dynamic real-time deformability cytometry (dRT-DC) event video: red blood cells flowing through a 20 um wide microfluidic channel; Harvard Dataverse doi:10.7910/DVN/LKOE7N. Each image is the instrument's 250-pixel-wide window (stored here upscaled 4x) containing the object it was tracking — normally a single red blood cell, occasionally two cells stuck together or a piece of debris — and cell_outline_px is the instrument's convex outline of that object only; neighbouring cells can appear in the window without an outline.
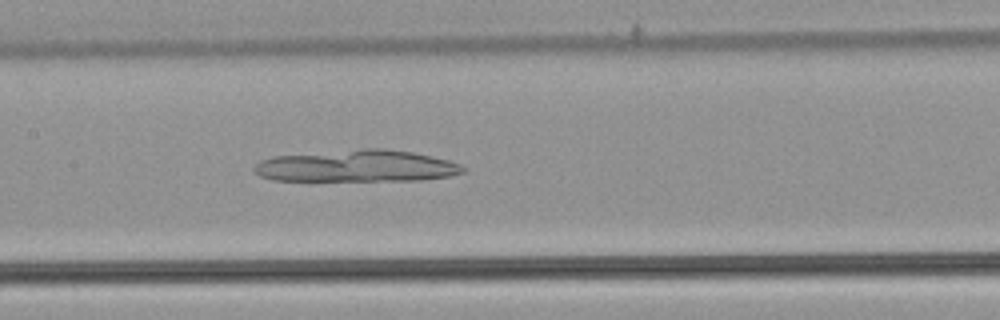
{"species": "common noctule bat (a hibernating species)", "species_latin": "Nyctalus noctula", "temperature_condition": "warm", "stored_images_in_passage": 49, "camera_frame_rate_fps": 3000, "um_per_image_px": 0.085, "animal": {"sex": "male", "body_mass_g": 21.5, "forearm_length_mm": 52.0}, "frame": {"image": 1, "passage_image": 22, "time_ms": 7.0, "image_size_px": [1000, 320], "cell_outline_px": [[468, 168], [464, 172], [448, 176], [420, 180], [272, 180], [260, 176], [252, 172], [252, 168], [260, 160], [272, 156], [364, 148], [384, 148], [412, 152], [448, 160], [460, 164]], "centroid_in_image_um": [30.3, 14.11], "position_along_channel_um": 177.1, "area_um2": 38.84}}
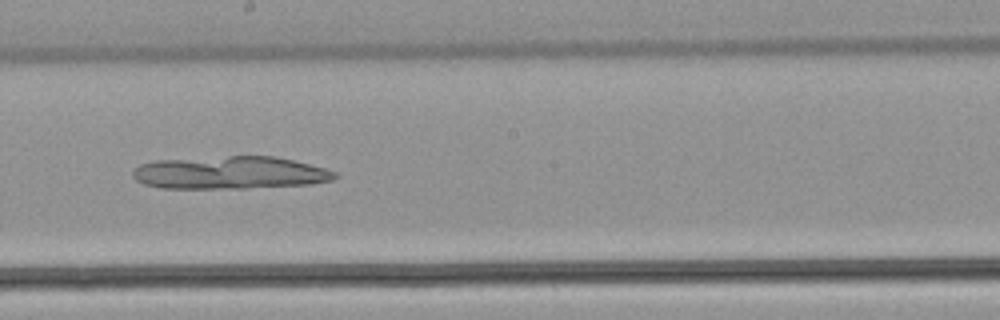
{"frame": {"image": 2, "passage_image": 26, "time_ms": 8.333, "image_size_px": [1000, 320], "cell_outline_px": [[340, 176], [332, 180], [312, 184], [248, 188], [160, 188], [144, 184], [136, 180], [132, 176], [132, 172], [140, 164], [156, 160], [228, 156], [276, 156], [324, 168], [336, 172]], "centroid_in_image_um": [19.56, 14.68], "position_along_channel_um": 228.6, "area_um2": 38.61}}
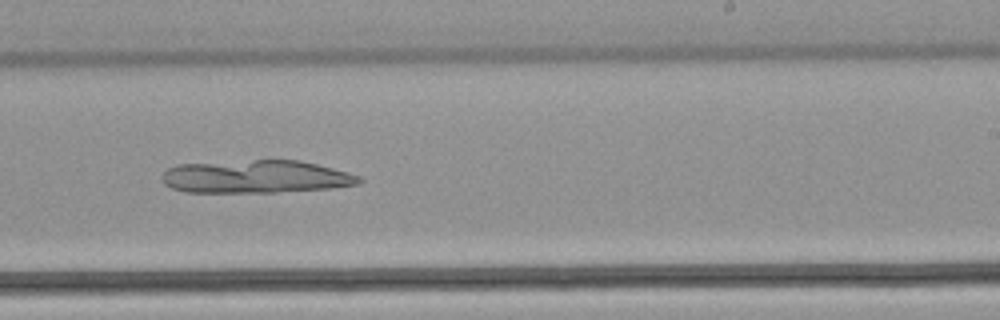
{"frame": {"image": 3, "passage_image": 29, "time_ms": 9.333, "image_size_px": [1000, 320], "cell_outline_px": [[364, 180], [360, 184], [332, 188], [276, 192], [184, 192], [172, 188], [164, 184], [164, 172], [168, 168], [176, 164], [256, 160], [300, 160], [348, 172], [360, 176]], "centroid_in_image_um": [21.78, 15.02], "position_along_channel_um": 267.2, "area_um2": 37.8}}